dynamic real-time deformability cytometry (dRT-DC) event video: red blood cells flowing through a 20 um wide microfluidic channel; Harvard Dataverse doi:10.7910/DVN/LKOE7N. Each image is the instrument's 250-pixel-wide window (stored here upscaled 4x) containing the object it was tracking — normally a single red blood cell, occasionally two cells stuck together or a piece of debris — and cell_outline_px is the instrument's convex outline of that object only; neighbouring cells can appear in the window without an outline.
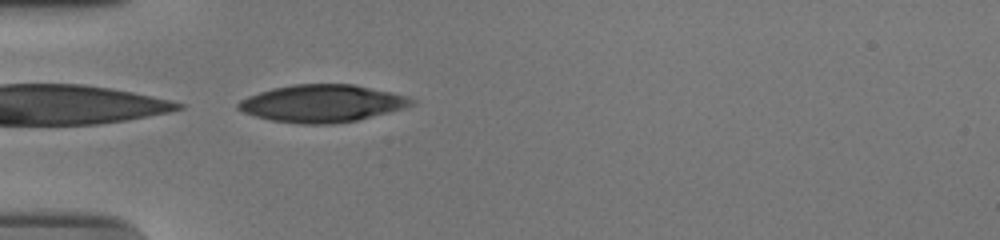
{"species": "human", "species_latin": "Homo sapiens", "temperature_condition": "cold", "stored_images_in_passage": 38, "camera_frame_rate_fps": 3000, "um_per_image_px": 0.085, "donor": {"sex": "male"}, "frame": {"image": 1, "passage_image": 1, "time_ms": 0.0, "image_size_px": [1000, 240], "cell_outline_px": [[416, 100], [412, 104], [404, 108], [356, 120], [332, 124], [300, 124], [272, 120], [256, 116], [244, 112], [236, 108], [236, 104], [240, 100], [248, 96], [272, 88], [292, 84], [352, 84], [392, 92], [408, 96]], "centroid_in_image_um": [27.37, 8.78], "position_along_channel_um": 57.6, "area_um2": 37.63}}
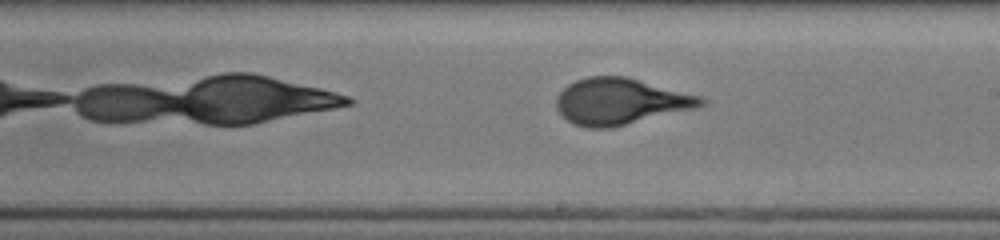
{"frame": {"image": 2, "passage_image": 16, "time_ms": 5.0, "image_size_px": [1000, 240], "cell_outline_px": [[708, 100], [704, 104], [696, 108], [608, 128], [588, 128], [576, 124], [568, 120], [556, 108], [556, 96], [568, 84], [576, 80], [588, 76], [624, 76], [700, 96]], "centroid_in_image_um": [52.71, 8.61], "position_along_channel_um": 236.3, "area_um2": 38.49}}
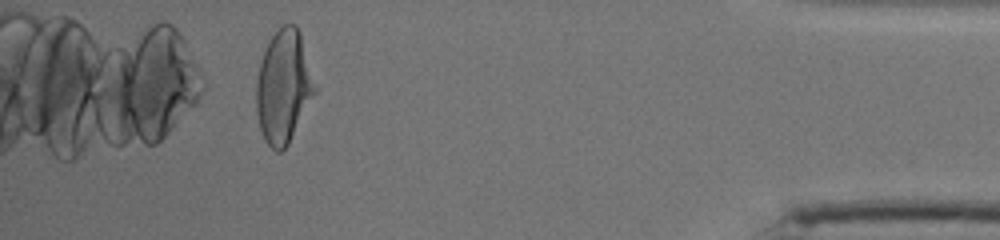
{"frame": {"image": 3, "passage_image": 34, "time_ms": 11.0, "image_size_px": [1000, 240], "cell_outline_px": [[316, 92], [288, 144], [280, 152], [276, 152], [264, 140], [260, 128], [256, 112], [256, 80], [260, 60], [264, 48], [272, 36], [284, 24], [296, 24], [300, 32], [316, 88]], "centroid_in_image_um": [24.08, 7.37], "position_along_channel_um": 411.1, "area_um2": 38.38}}